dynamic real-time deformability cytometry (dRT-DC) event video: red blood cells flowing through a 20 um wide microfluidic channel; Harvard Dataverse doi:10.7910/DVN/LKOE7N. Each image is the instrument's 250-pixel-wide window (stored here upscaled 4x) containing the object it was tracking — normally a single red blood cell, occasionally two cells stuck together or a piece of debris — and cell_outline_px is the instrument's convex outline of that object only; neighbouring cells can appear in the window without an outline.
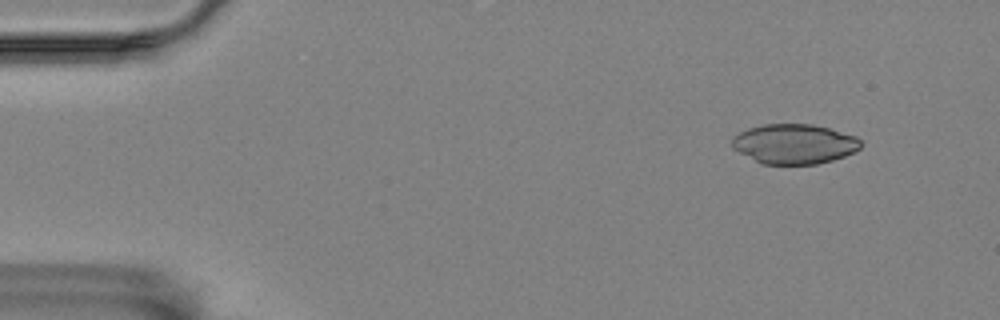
{"species": "Egyptian fruit bat (a non-hibernating species)", "species_latin": "Rousettus aegyptiacus", "temperature_condition": "room temperature", "stored_images_in_passage": 6, "camera_frame_rate_fps": 3000, "um_per_image_px": 0.085, "animal": {"sex": "female"}, "frame": {"image": 1, "passage_image": 2, "time_ms": 1.0, "image_size_px": [1000, 320], "cell_outline_px": [[860, 148], [844, 156], [832, 160], [816, 164], [760, 164], [732, 148], [732, 136], [748, 128], [764, 124], [812, 124], [828, 128], [856, 136], [860, 140]], "centroid_in_image_um": [67.47, 12.23], "position_along_channel_um": 17.5, "area_um2": 29.82}}